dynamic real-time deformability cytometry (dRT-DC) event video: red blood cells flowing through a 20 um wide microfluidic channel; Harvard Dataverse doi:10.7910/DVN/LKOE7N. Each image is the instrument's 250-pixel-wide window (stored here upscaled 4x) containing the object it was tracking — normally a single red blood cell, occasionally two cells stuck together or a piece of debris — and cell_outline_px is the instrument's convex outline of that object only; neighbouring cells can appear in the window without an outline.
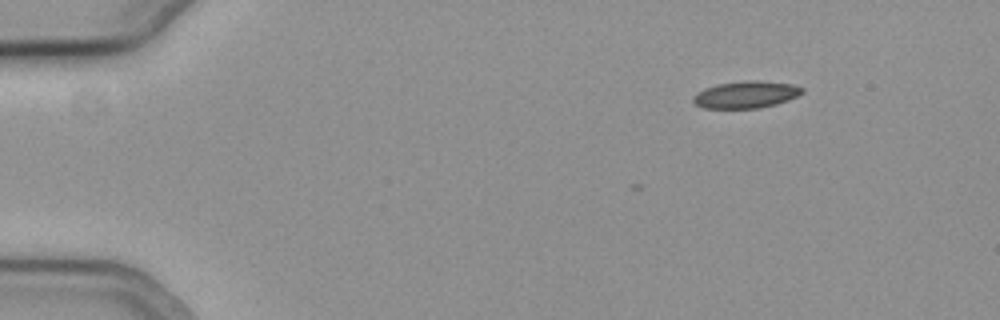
{"species": "common noctule bat (a hibernating species)", "species_latin": "Nyctalus noctula", "temperature_condition": "cold", "stored_images_in_passage": 2, "camera_frame_rate_fps": 3000, "um_per_image_px": 0.085, "animal": {"sex": "female", "body_mass_g": 19.3, "forearm_length_mm": 54.1}, "frame": {"image": 1, "passage_image": 2, "time_ms": 0.333, "image_size_px": [1000, 320], "cell_outline_px": [[804, 92], [788, 100], [776, 104], [760, 108], [704, 108], [696, 104], [692, 100], [692, 96], [696, 92], [704, 88], [716, 84], [752, 80], [756, 80], [792, 84], [804, 88]], "centroid_in_image_um": [63.39, 8.04], "position_along_channel_um": 21.6, "area_um2": 17.17}}